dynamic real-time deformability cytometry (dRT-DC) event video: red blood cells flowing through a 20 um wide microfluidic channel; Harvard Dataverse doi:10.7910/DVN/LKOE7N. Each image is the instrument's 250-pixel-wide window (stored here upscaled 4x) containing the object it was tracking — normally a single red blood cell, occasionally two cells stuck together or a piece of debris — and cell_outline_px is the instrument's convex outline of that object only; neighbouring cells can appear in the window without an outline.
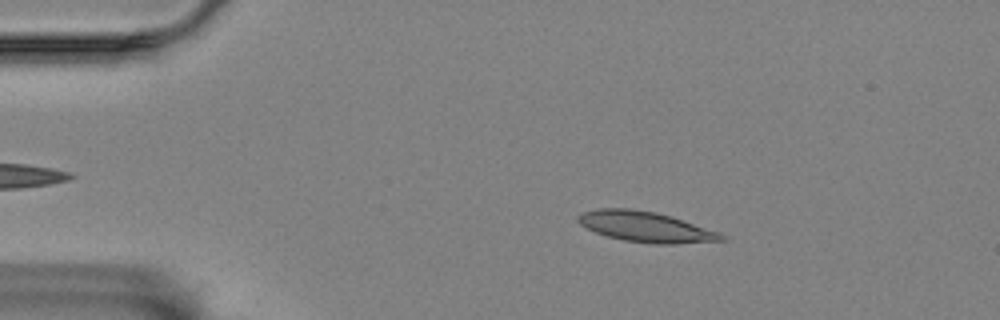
{"species": "Egyptian fruit bat (a non-hibernating species)", "species_latin": "Rousettus aegyptiacus", "temperature_condition": "room temperature", "stored_images_in_passage": 32, "camera_frame_rate_fps": 3000, "um_per_image_px": 0.085, "animal": {"sex": "female"}, "frame": {"image": 1, "passage_image": 10, "time_ms": 3.0, "image_size_px": [1000, 320], "cell_outline_px": [[728, 240], [676, 244], [648, 244], [624, 240], [608, 236], [596, 232], [580, 224], [576, 220], [576, 216], [584, 212], [600, 208], [632, 208], [656, 212], [672, 216], [720, 232], [728, 236]], "centroid_in_image_um": [54.94, 19.28], "position_along_channel_um": 30.1, "area_um2": 25.72}}
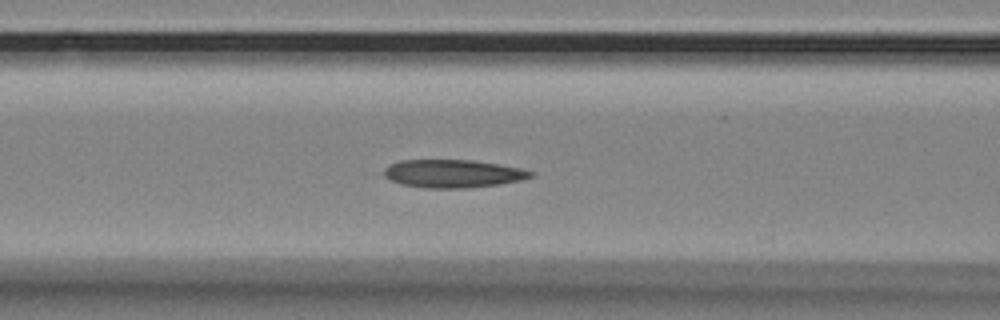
{"frame": {"image": 2, "passage_image": 23, "time_ms": 7.333, "image_size_px": [1000, 320], "cell_outline_px": [[536, 176], [520, 180], [496, 184], [468, 188], [424, 188], [400, 184], [384, 176], [384, 168], [388, 164], [400, 160], [472, 160], [520, 168], [536, 172]], "centroid_in_image_um": [38.48, 14.75], "position_along_channel_um": 128.1, "area_um2": 23.99}}
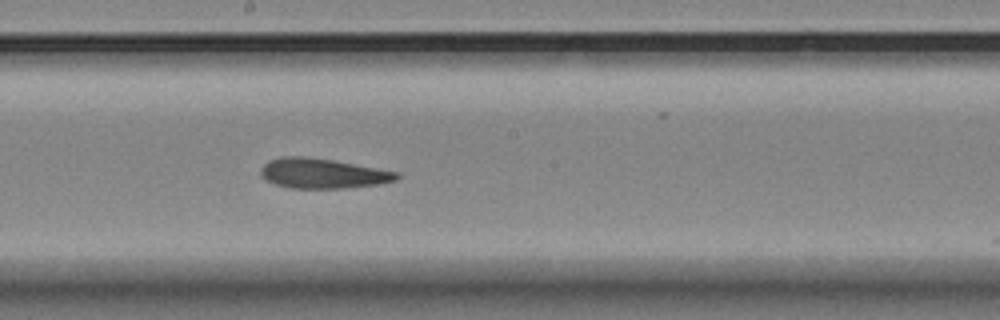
{"frame": {"image": 3, "passage_image": 31, "time_ms": 10.0, "image_size_px": [1000, 320], "cell_outline_px": [[400, 176], [396, 180], [376, 184], [344, 188], [288, 188], [264, 180], [260, 176], [260, 172], [264, 164], [268, 160], [280, 156], [304, 156], [332, 160], [400, 172]], "centroid_in_image_um": [27.38, 14.73], "position_along_channel_um": 220.8, "area_um2": 23.76}}